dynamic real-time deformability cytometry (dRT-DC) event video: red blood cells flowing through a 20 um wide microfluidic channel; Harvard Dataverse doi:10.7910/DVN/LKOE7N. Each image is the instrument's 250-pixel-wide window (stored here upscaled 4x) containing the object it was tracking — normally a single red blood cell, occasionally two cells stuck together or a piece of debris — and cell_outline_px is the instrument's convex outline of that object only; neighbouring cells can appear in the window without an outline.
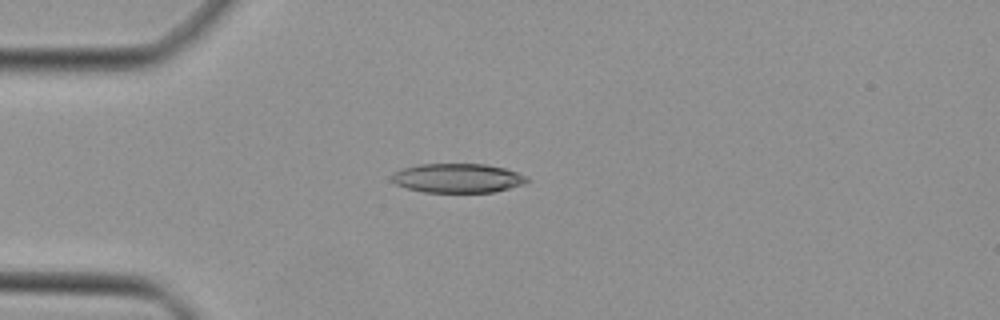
{"species": "Egyptian fruit bat (a non-hibernating species)", "species_latin": "Rousettus aegyptiacus", "temperature_condition": "cold", "stored_images_in_passage": 35, "camera_frame_rate_fps": 3000, "um_per_image_px": 0.085, "animal": {"sex": "female"}, "frame": {"image": 1, "passage_image": 1, "time_ms": 0.0, "image_size_px": [1000, 320], "cell_outline_px": [[532, 180], [524, 184], [492, 192], [424, 192], [408, 188], [396, 184], [392, 180], [392, 172], [400, 168], [420, 164], [484, 164], [504, 168], [528, 176]], "centroid_in_image_um": [38.9, 15.13], "position_along_channel_um": 46.1, "area_um2": 23.06}}
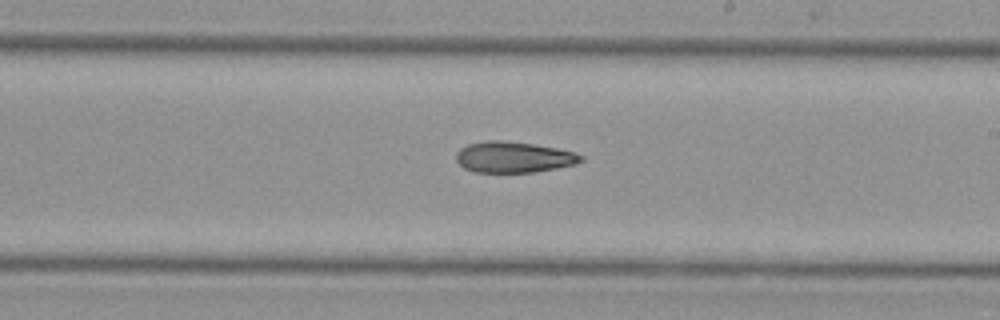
{"frame": {"image": 2, "passage_image": 16, "time_ms": 5.0, "image_size_px": [1000, 320], "cell_outline_px": [[584, 160], [572, 164], [556, 168], [532, 172], [472, 172], [464, 168], [456, 160], [456, 152], [460, 148], [468, 144], [488, 140], [500, 140], [532, 144], [556, 148], [576, 152], [584, 156]], "centroid_in_image_um": [43.63, 13.35], "position_along_channel_um": 245.4, "area_um2": 22.43}}
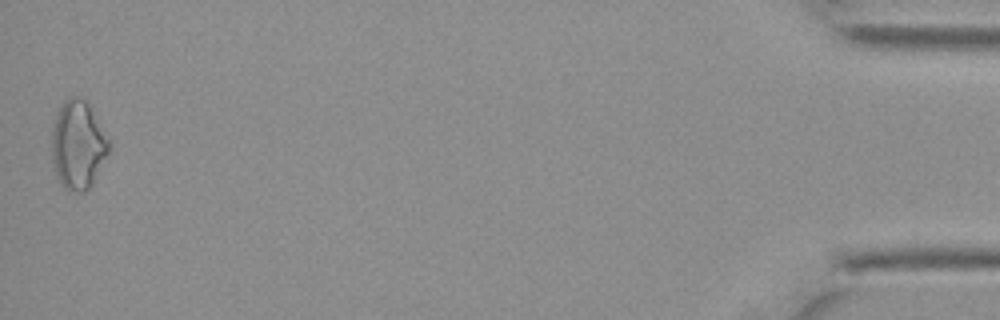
{"frame": {"image": 3, "passage_image": 35, "time_ms": 11.333, "image_size_px": [1000, 320], "cell_outline_px": [[108, 152], [92, 184], [84, 192], [68, 192], [60, 184], [56, 176], [52, 160], [52, 128], [56, 116], [64, 100], [68, 96], [76, 96], [84, 100], [88, 104], [108, 140]], "centroid_in_image_um": [6.58, 12.35], "position_along_channel_um": 428.6, "area_um2": 29.02}}